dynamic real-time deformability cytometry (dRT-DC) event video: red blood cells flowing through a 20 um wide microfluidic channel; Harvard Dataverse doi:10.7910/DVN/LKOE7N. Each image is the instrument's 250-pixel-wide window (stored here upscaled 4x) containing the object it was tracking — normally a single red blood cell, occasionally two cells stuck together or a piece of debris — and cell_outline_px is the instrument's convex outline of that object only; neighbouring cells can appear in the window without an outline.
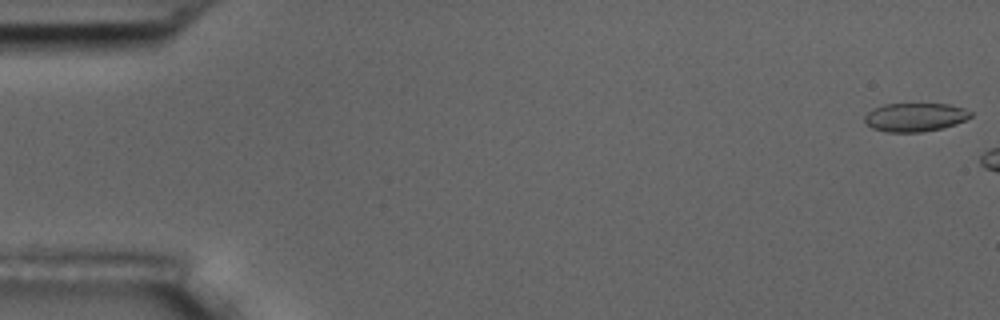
{"species": "common noctule bat (a hibernating species)", "species_latin": "Nyctalus noctula", "temperature_condition": "room temperature", "stored_images_in_passage": 17, "camera_frame_rate_fps": 3000, "um_per_image_px": 0.085, "animal": {"sex": "male", "body_mass_g": 17.5, "forearm_length_mm": 52.3}, "frame": {"image": 1, "passage_image": 1, "time_ms": 0.0, "image_size_px": [1000, 320], "cell_outline_px": [[972, 116], [956, 124], [940, 128], [920, 132], [884, 132], [872, 128], [864, 120], [864, 116], [872, 108], [884, 104], [948, 104], [964, 108], [972, 112]], "centroid_in_image_um": [77.76, 9.96], "position_along_channel_um": 7.2, "area_um2": 17.63}}
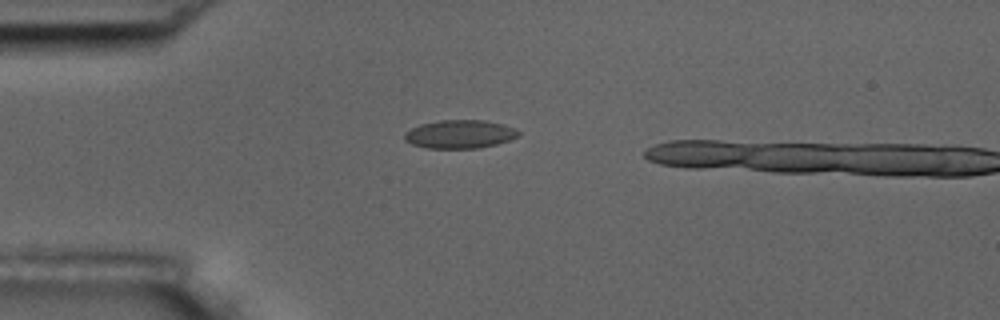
{"frame": {"image": 2, "passage_image": 15, "time_ms": 4.667, "image_size_px": [1000, 320], "cell_outline_px": [[520, 132], [516, 136], [508, 140], [496, 144], [476, 148], [428, 148], [412, 144], [404, 140], [404, 132], [420, 124], [440, 120], [484, 120], [504, 124]], "centroid_in_image_um": [39.04, 11.4], "position_along_channel_um": 46.0, "area_um2": 18.67}}